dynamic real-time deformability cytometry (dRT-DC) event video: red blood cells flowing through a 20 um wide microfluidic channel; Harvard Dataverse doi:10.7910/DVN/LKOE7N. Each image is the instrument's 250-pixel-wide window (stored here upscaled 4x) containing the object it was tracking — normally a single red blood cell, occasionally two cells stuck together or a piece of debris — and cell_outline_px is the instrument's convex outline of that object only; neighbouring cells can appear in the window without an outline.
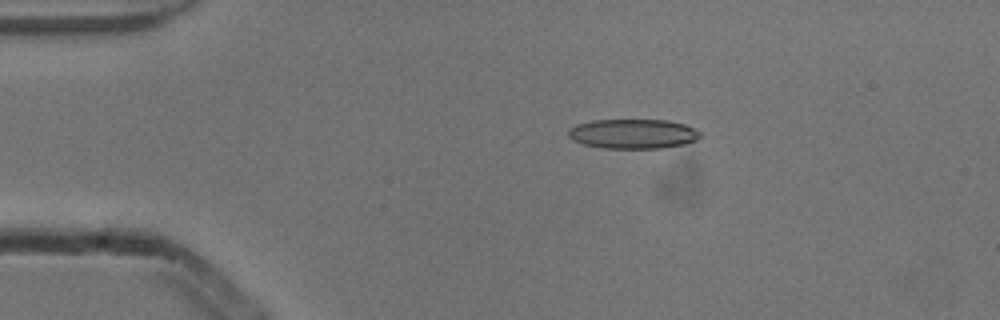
{"species": "common noctule bat (a hibernating species)", "species_latin": "Nyctalus noctula", "temperature_condition": "cold", "stored_images_in_passage": 4, "camera_frame_rate_fps": 3000, "um_per_image_px": 0.085, "animal": {"sex": "male", "body_mass_g": 13.3}, "frame": {"image": 1, "passage_image": 3, "time_ms": 0.667, "image_size_px": [1000, 320], "cell_outline_px": [[700, 136], [696, 140], [684, 144], [660, 148], [604, 148], [584, 144], [572, 140], [568, 136], [568, 128], [576, 124], [592, 120], [668, 120], [684, 124], [700, 132]], "centroid_in_image_um": [53.76, 11.37], "position_along_channel_um": 31.2, "area_um2": 22.72}}